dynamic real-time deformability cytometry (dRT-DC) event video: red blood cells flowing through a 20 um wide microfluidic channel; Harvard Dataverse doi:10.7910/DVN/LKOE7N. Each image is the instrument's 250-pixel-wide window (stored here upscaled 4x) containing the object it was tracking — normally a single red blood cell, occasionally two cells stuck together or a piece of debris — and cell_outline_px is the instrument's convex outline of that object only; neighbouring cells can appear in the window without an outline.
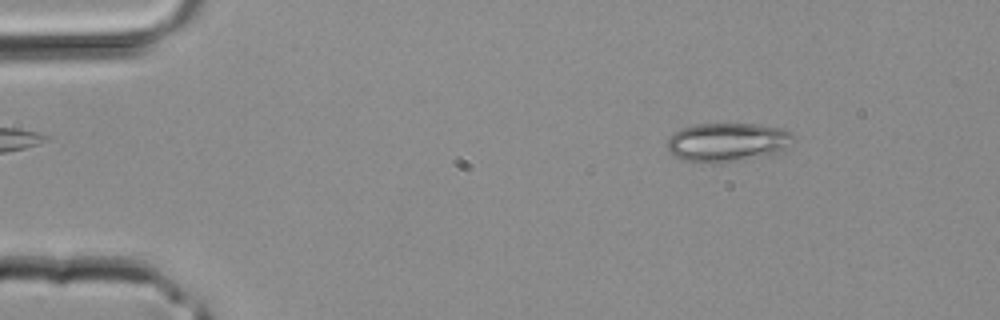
{"species": "common noctule bat (a hibernating species)", "species_latin": "Nyctalus noctula", "temperature_condition": "room temperature", "stored_images_in_passage": 37, "camera_frame_rate_fps": 3000, "um_per_image_px": 0.085, "animal": {"sex": "male", "body_mass_g": 20.4}, "frame": {"image": 1, "passage_image": 4, "time_ms": 1.0, "image_size_px": [1000, 320], "cell_outline_px": [[796, 136], [776, 152], [744, 160], [712, 164], [684, 160], [672, 156], [668, 152], [668, 136], [680, 128], [696, 124], [756, 124], [784, 128], [792, 132]], "centroid_in_image_um": [61.75, 12.08], "position_along_channel_um": 23.3, "area_um2": 28.61}}
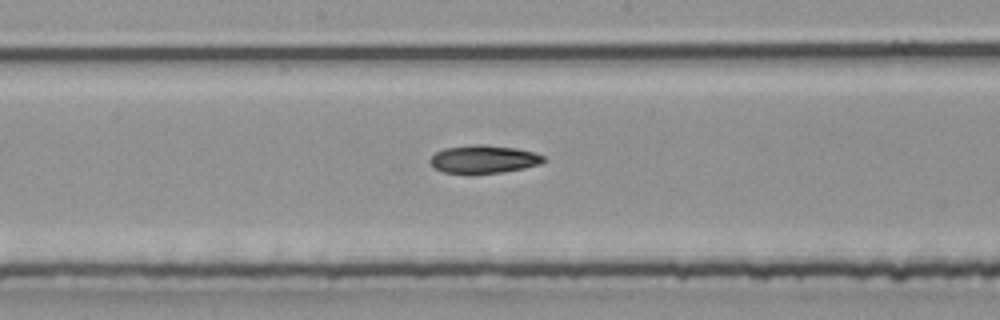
{"frame": {"image": 2, "passage_image": 19, "time_ms": 6.0, "image_size_px": [1000, 320], "cell_outline_px": [[544, 160], [540, 164], [524, 168], [500, 172], [444, 172], [436, 168], [428, 160], [436, 152], [444, 148], [472, 144], [484, 144], [516, 148], [532, 152], [544, 156]], "centroid_in_image_um": [41.11, 13.5], "position_along_channel_um": 207.1, "area_um2": 18.09}}
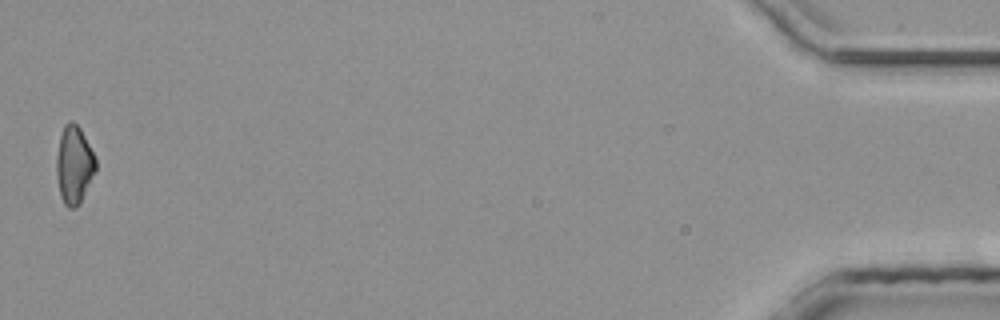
{"frame": {"image": 3, "passage_image": 37, "time_ms": 12.0, "image_size_px": [1000, 320], "cell_outline_px": [[96, 172], [80, 204], [76, 208], [68, 208], [64, 204], [60, 196], [56, 176], [56, 156], [60, 136], [64, 124], [68, 120], [72, 120], [80, 128], [96, 156]], "centroid_in_image_um": [6.3, 14.02], "position_along_channel_um": 428.9, "area_um2": 18.26}}